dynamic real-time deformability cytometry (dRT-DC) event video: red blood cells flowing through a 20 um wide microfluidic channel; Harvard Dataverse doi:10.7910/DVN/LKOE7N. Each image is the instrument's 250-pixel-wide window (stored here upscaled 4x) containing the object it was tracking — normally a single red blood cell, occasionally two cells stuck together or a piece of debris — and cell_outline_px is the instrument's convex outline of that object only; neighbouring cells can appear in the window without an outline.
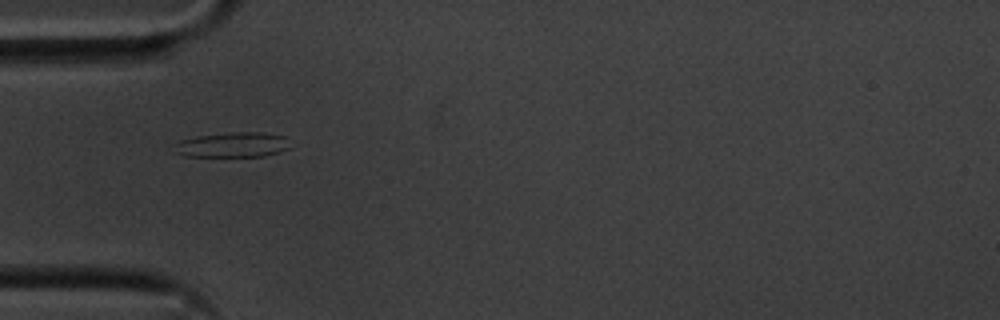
{"species": "common noctule bat (a hibernating species)", "species_latin": "Nyctalus noctula", "temperature_condition": "cold", "stored_images_in_passage": 40, "camera_frame_rate_fps": 3000, "um_per_image_px": 0.085, "animal": {"sex": "male", "body_mass_g": 20.1, "forearm_length_mm": 53.5}, "frame": {"image": 1, "passage_image": 2, "time_ms": 0.333, "image_size_px": [1000, 320], "cell_outline_px": [[288, 148], [280, 152], [264, 156], [184, 156], [172, 152], [172, 144], [180, 140], [196, 136], [232, 132], [260, 132], [288, 136]], "centroid_in_image_um": [19.71, 12.3], "position_along_channel_um": 65.3, "area_um2": 17.17}}
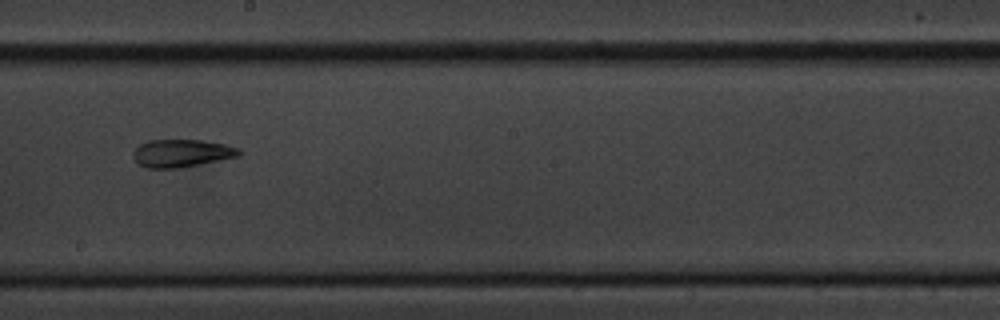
{"frame": {"image": 2, "passage_image": 16, "time_ms": 5.0, "image_size_px": [1000, 320], "cell_outline_px": [[240, 156], [180, 168], [148, 168], [140, 164], [132, 156], [132, 152], [140, 144], [148, 140], [200, 140], [224, 144], [240, 148]], "centroid_in_image_um": [15.44, 13.02], "position_along_channel_um": 232.8, "area_um2": 17.05}}
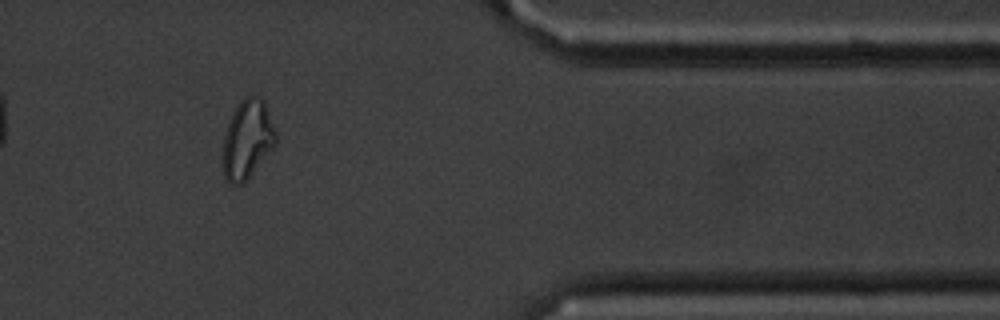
{"frame": {"image": 3, "passage_image": 31, "time_ms": 10.0, "image_size_px": [1000, 320], "cell_outline_px": [[276, 144], [244, 184], [236, 188], [228, 184], [224, 180], [224, 132], [236, 108], [244, 96], [252, 96], [264, 100], [276, 132]], "centroid_in_image_um": [21.02, 11.93], "position_along_channel_um": 390.4, "area_um2": 24.28}, "authors_computed_cell_mechanics": {"area_um2": 17.0799, "velocity_mm_per_s": 3.5896, "shape_relaxation_time_tau1_ms": null, "shape_relaxation_time_tau2_ms": 2.9414, "deformation_change_tau1": null, "deformation_change_tau2": 0.1111}}